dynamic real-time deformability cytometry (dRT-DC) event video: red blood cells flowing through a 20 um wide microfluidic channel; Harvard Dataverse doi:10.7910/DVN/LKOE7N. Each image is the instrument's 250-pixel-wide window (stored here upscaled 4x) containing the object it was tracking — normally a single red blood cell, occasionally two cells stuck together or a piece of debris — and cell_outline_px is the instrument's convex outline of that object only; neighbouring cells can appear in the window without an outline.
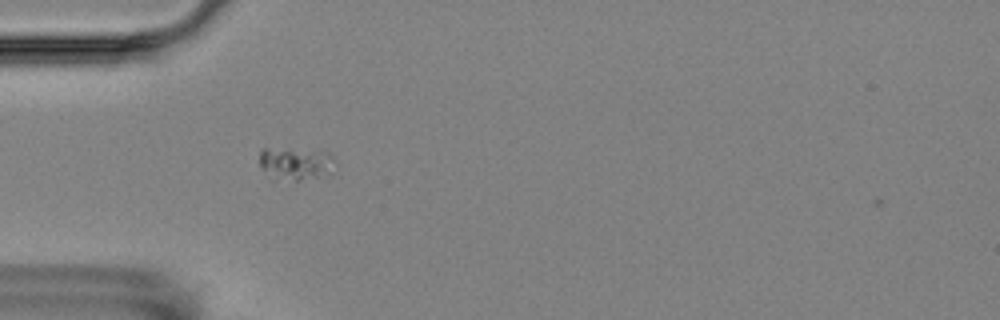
{"species": "Egyptian fruit bat (a non-hibernating species)", "species_latin": "Rousettus aegyptiacus", "temperature_condition": "room temperature", "stored_images_in_passage": 5, "camera_frame_rate_fps": 3000, "um_per_image_px": 0.085, "animal": {"sex": "female"}, "frame": {"image": 1, "passage_image": 2, "time_ms": 1.0, "image_size_px": [1000, 320], "cell_outline_px": [[336, 164], [328, 172], [316, 176], [300, 180], [272, 180], [260, 164], [260, 152], [264, 148], [268, 148], [316, 152], [328, 156]], "centroid_in_image_um": [25.0, 13.94], "position_along_channel_um": 60.0, "area_um2": 13.47}}
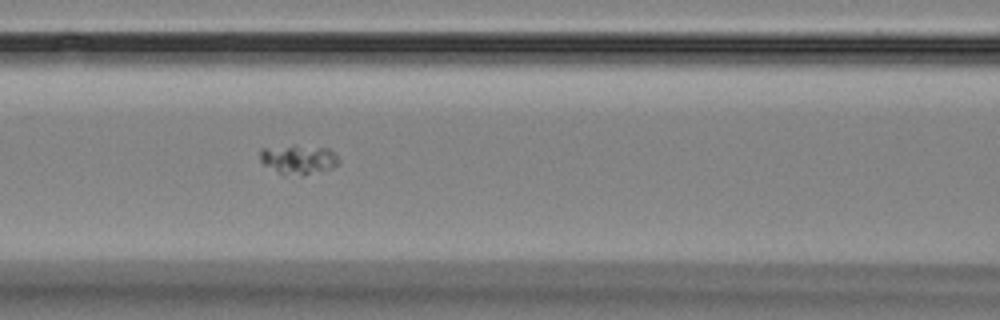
{"frame": {"image": 2, "passage_image": 4, "time_ms": 3.333, "image_size_px": [1000, 320], "cell_outline_px": [[340, 160], [332, 168], [284, 176], [264, 164], [260, 160], [260, 148], [328, 148]], "centroid_in_image_um": [25.32, 13.58], "position_along_channel_um": 141.3, "area_um2": 12.31}}
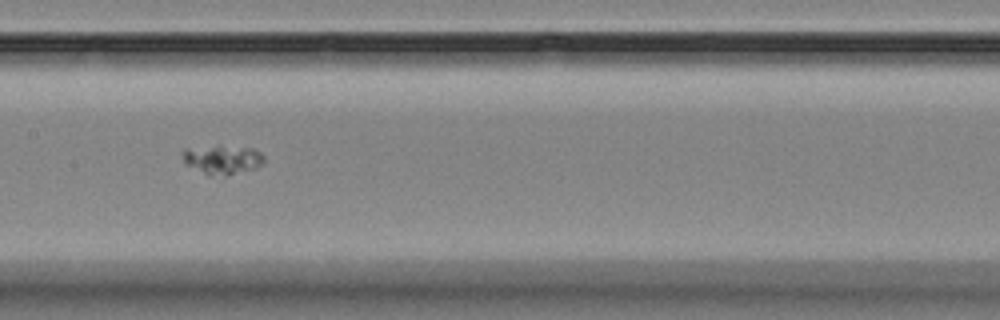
{"frame": {"image": 3, "passage_image": 5, "time_ms": 4.667, "image_size_px": [1000, 320], "cell_outline_px": [[264, 164], [256, 168], [208, 176], [184, 164], [180, 152], [184, 148], [252, 148], [260, 152], [264, 156]], "centroid_in_image_um": [18.85, 13.58], "position_along_channel_um": 188.6, "area_um2": 13.12}}